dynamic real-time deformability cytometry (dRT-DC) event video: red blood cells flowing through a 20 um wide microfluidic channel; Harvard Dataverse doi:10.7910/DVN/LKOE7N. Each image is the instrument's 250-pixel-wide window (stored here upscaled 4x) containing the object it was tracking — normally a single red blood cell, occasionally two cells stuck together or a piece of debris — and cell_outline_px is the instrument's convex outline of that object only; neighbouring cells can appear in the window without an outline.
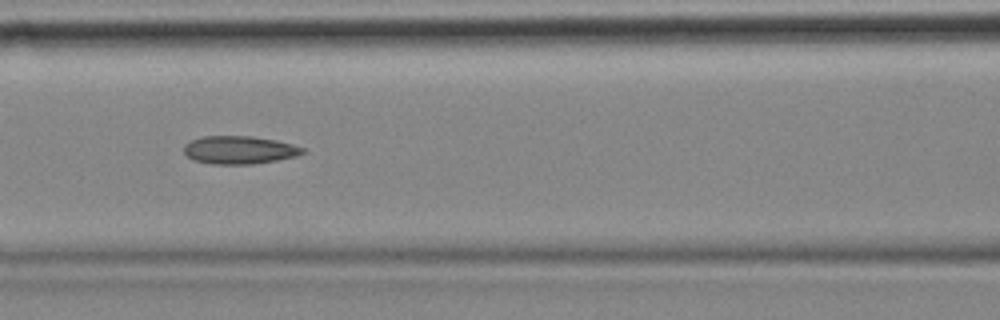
{"species": "common noctule bat (a hibernating species)", "species_latin": "Nyctalus noctula", "temperature_condition": "cold", "stored_images_in_passage": 9, "camera_frame_rate_fps": 3000, "um_per_image_px": 0.085, "animal": {"sex": "female", "body_mass_g": 18.4}, "frame": {"image": 1, "passage_image": 6, "time_ms": 1.667, "image_size_px": [1000, 320], "cell_outline_px": [[308, 152], [296, 156], [276, 160], [252, 164], [212, 164], [192, 160], [184, 152], [184, 144], [192, 140], [204, 136], [252, 136], [276, 140], [292, 144], [304, 148]], "centroid_in_image_um": [20.36, 12.74], "position_along_channel_um": 146.2, "area_um2": 19.42}}
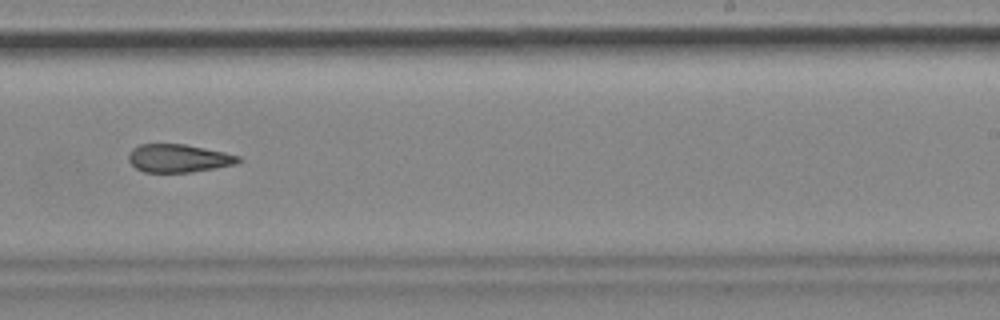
{"frame": {"image": 2, "passage_image": 9, "time_ms": 2.667, "image_size_px": [1000, 320], "cell_outline_px": [[244, 160], [236, 164], [216, 168], [192, 172], [144, 172], [136, 168], [128, 160], [128, 152], [132, 148], [140, 144], [184, 144], [224, 152], [240, 156]], "centroid_in_image_um": [15.18, 13.45], "position_along_channel_um": 273.8, "area_um2": 18.09}}